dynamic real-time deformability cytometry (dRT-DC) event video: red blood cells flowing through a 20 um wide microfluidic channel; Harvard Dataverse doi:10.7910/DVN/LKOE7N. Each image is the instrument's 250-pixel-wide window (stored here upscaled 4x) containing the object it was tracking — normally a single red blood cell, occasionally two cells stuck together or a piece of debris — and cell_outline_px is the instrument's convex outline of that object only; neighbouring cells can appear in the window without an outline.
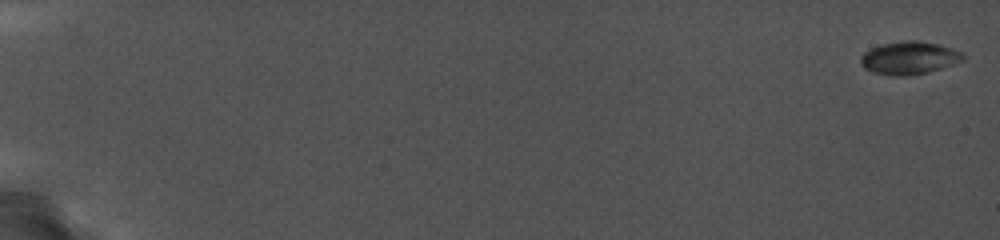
{"species": "common noctule bat (a hibernating species)", "species_latin": "Nyctalus noctula", "temperature_condition": "cold", "stored_images_in_passage": 54, "camera_frame_rate_fps": 5000, "um_per_image_px": 0.085, "animal": {"sex": "female", "body_mass_g": 19.0, "forearm_length_mm": 56.7}, "frame": {"image": 1, "passage_image": 1, "time_ms": 0.0, "image_size_px": [1000, 240], "cell_outline_px": [[964, 60], [928, 72], [912, 76], [892, 76], [872, 72], [864, 68], [860, 64], [860, 56], [864, 52], [880, 44], [904, 40], [916, 40], [940, 44], [952, 48], [960, 52], [964, 56]], "centroid_in_image_um": [77.24, 4.92], "position_along_channel_um": 7.8, "area_um2": 19.77}}
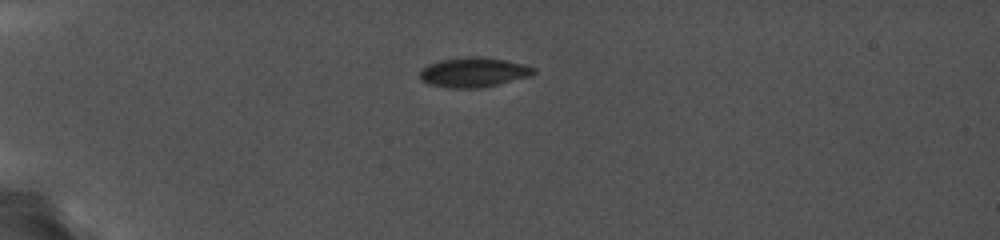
{"frame": {"image": 2, "passage_image": 44, "time_ms": 5.4, "image_size_px": [1000, 240], "cell_outline_px": [[536, 72], [532, 76], [500, 84], [476, 88], [452, 88], [432, 84], [420, 80], [420, 68], [428, 64], [440, 60], [468, 56], [480, 56], [504, 60], [524, 64], [536, 68]], "centroid_in_image_um": [40.28, 6.13], "position_along_channel_um": 44.7, "area_um2": 19.83}}